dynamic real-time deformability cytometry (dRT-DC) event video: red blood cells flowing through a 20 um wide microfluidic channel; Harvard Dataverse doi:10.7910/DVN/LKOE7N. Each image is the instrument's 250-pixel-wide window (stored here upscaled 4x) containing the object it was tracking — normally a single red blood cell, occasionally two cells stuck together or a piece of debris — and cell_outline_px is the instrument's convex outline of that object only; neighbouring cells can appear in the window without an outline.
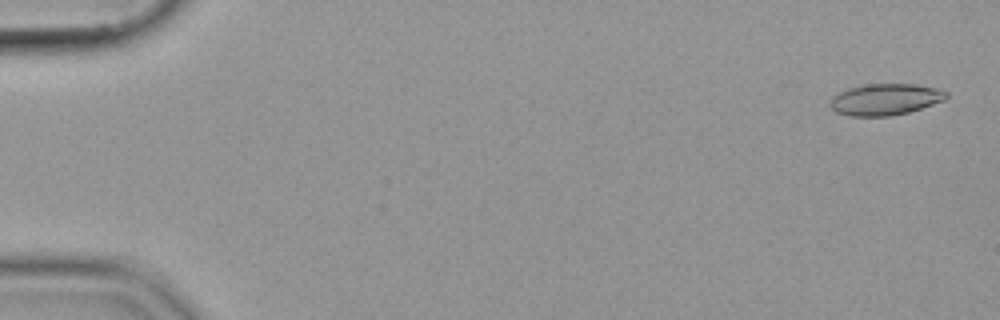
{"species": "common noctule bat (a hibernating species)", "species_latin": "Nyctalus noctula", "temperature_condition": "cold", "stored_images_in_passage": 55, "camera_frame_rate_fps": 3000, "um_per_image_px": 0.085, "animal": {"sex": "female", "body_mass_g": 19.9}, "frame": {"image": 1, "passage_image": 2, "time_ms": 0.333, "image_size_px": [1000, 320], "cell_outline_px": [[948, 96], [944, 100], [908, 112], [892, 116], [848, 116], [836, 112], [828, 104], [832, 96], [848, 88], [868, 84], [912, 84], [936, 88], [948, 92]], "centroid_in_image_um": [75.21, 8.45], "position_along_channel_um": 9.8, "area_um2": 21.21}}
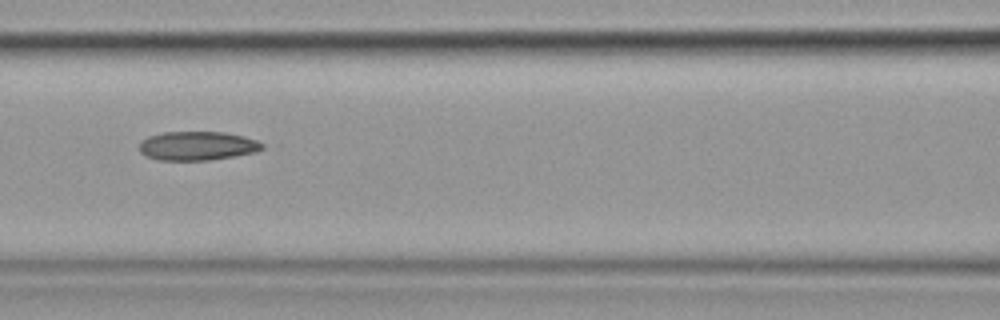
{"frame": {"image": 2, "passage_image": 25, "time_ms": 8.0, "image_size_px": [1000, 320], "cell_outline_px": [[264, 148], [256, 152], [208, 160], [160, 160], [148, 156], [140, 152], [140, 140], [148, 136], [164, 132], [224, 132], [244, 136], [256, 140], [264, 144]], "centroid_in_image_um": [16.78, 12.39], "position_along_channel_um": 149.8, "area_um2": 20.63}}
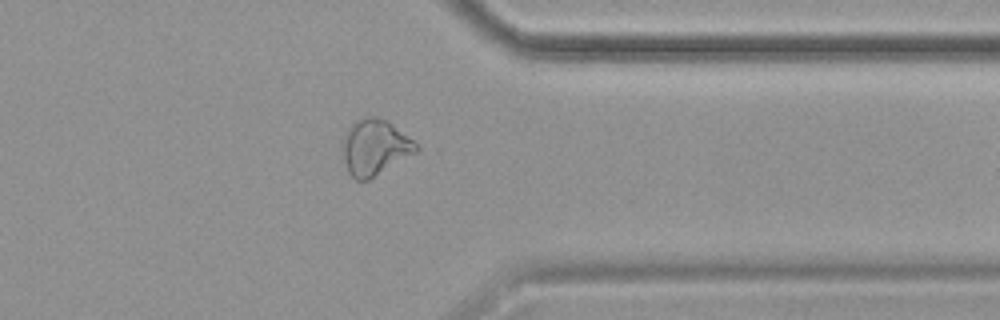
{"frame": {"image": 3, "passage_image": 44, "time_ms": 14.333, "image_size_px": [1000, 320], "cell_outline_px": [[420, 148], [416, 152], [368, 180], [356, 180], [348, 172], [340, 148], [340, 144], [348, 128], [356, 120], [364, 116], [376, 116], [388, 120], [412, 140]], "centroid_in_image_um": [31.81, 12.5], "position_along_channel_um": 379.6, "area_um2": 23.93}}